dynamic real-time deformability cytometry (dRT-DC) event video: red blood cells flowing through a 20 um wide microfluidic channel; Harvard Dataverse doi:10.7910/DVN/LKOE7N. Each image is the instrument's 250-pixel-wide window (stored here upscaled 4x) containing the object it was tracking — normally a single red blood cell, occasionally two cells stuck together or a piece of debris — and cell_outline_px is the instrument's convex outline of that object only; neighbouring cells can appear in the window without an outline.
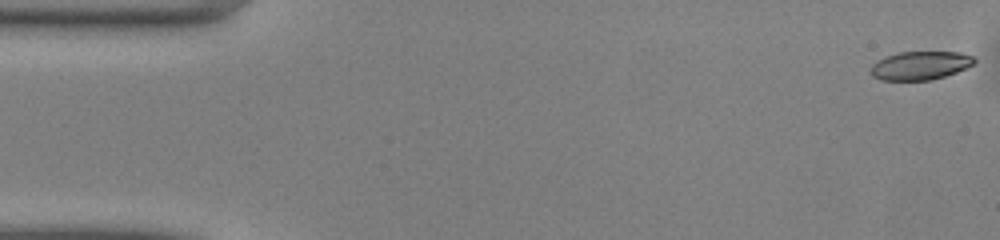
{"species": "common noctule bat (a hibernating species)", "species_latin": "Nyctalus noctula", "temperature_condition": "warm", "stored_images_in_passage": 46, "camera_frame_rate_fps": 3000, "um_per_image_px": 0.085, "animal": {"sex": "male", "body_mass_g": 13.0, "forearm_length_mm": 53.1}, "frame": {"image": 1, "passage_image": 1, "time_ms": 0.0, "image_size_px": [1000, 240], "cell_outline_px": [[976, 60], [972, 64], [956, 72], [932, 80], [880, 80], [872, 76], [868, 72], [868, 68], [876, 60], [900, 52], [960, 52], [972, 56]], "centroid_in_image_um": [78.14, 5.57], "position_along_channel_um": 6.9, "area_um2": 17.22}}
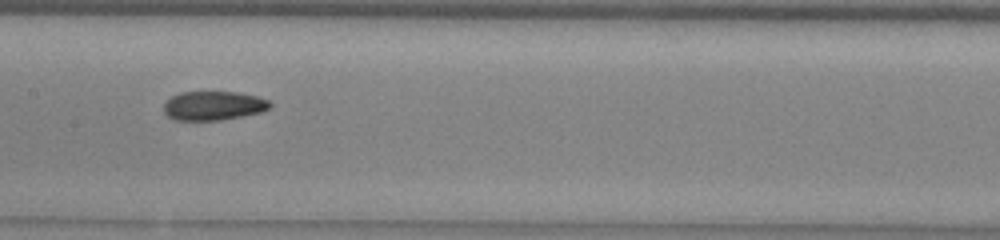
{"frame": {"image": 2, "passage_image": 24, "time_ms": 7.667, "image_size_px": [1000, 240], "cell_outline_px": [[272, 104], [268, 108], [260, 112], [220, 120], [172, 120], [164, 112], [164, 104], [172, 96], [180, 92], [236, 92], [256, 96], [268, 100]], "centroid_in_image_um": [18.11, 8.98], "position_along_channel_um": 189.3, "area_um2": 17.8}}
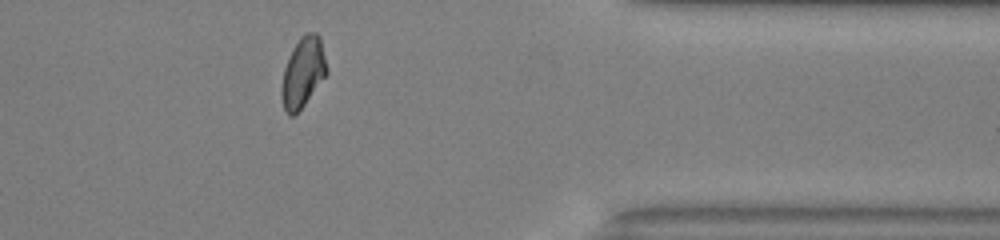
{"frame": {"image": 3, "passage_image": 40, "time_ms": 13.0, "image_size_px": [1000, 240], "cell_outline_px": [[328, 72], [304, 104], [292, 116], [288, 116], [284, 108], [280, 96], [280, 88], [284, 68], [288, 56], [292, 48], [300, 36], [308, 32], [316, 32], [320, 36]], "centroid_in_image_um": [25.72, 6.12], "position_along_channel_um": 385.7, "area_um2": 18.44}, "authors_computed_cell_mechanics": {"area_um2": 18.4382, "velocity_mm_per_s": 4.1038, "shape_relaxation_time_tau1_ms": 9.1418, "shape_relaxation_time_tau2_ms": 3.2101, "deformation_change_tau1": 0.1831, "deformation_change_tau2": 0.0754}}